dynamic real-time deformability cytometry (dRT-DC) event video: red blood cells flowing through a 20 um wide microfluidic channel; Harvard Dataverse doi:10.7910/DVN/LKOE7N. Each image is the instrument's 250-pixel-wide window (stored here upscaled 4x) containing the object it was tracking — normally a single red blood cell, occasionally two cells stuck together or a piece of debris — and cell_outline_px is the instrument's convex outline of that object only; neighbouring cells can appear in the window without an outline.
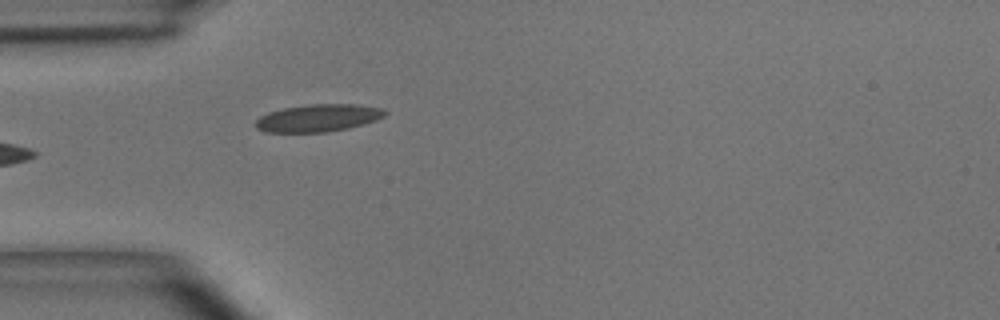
{"species": "common noctule bat (a hibernating species)", "species_latin": "Nyctalus noctula", "temperature_condition": "room temperature", "stored_images_in_passage": 5, "camera_frame_rate_fps": 3000, "um_per_image_px": 0.085, "animal": {"sex": "male", "body_mass_g": 15.6}, "frame": {"image": 1, "passage_image": 5, "time_ms": 1.333, "image_size_px": [1000, 320], "cell_outline_px": [[388, 112], [384, 116], [376, 120], [348, 128], [328, 132], [264, 132], [256, 128], [256, 120], [260, 116], [268, 112], [284, 108], [308, 104], [356, 104], [384, 108]], "centroid_in_image_um": [27.05, 10.02], "position_along_channel_um": 57.9, "area_um2": 20.75}}